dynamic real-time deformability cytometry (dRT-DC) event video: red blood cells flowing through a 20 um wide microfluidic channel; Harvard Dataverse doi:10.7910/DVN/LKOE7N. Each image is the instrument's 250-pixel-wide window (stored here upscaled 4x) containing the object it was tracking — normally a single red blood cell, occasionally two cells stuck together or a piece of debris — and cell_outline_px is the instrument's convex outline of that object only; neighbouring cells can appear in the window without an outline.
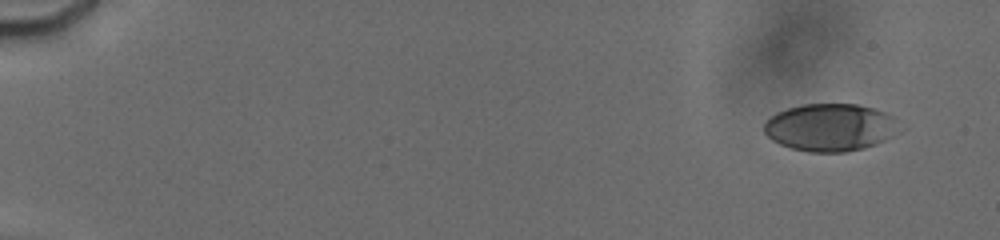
{"species": "human", "species_latin": "Homo sapiens", "temperature_condition": "cold", "stored_images_in_passage": 55, "camera_frame_rate_fps": 3000, "um_per_image_px": 0.085, "donor": {"sex": "male"}, "frame": {"image": 1, "passage_image": 5, "time_ms": 1.333, "image_size_px": [1000, 240], "cell_outline_px": [[892, 116], [888, 136], [884, 140], [876, 144], [864, 148], [844, 152], [808, 152], [792, 148], [780, 144], [772, 140], [764, 132], [764, 124], [776, 112], [788, 108], [804, 104], [856, 104], [872, 108], [884, 112]], "centroid_in_image_um": [70.42, 10.83], "position_along_channel_um": 14.6, "area_um2": 36.3}}
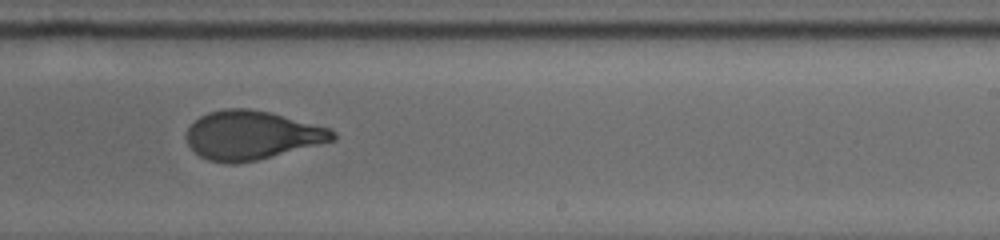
{"frame": {"image": 2, "passage_image": 39, "time_ms": 12.333, "image_size_px": [1000, 240], "cell_outline_px": [[336, 140], [256, 160], [236, 164], [224, 164], [208, 160], [200, 156], [188, 144], [188, 128], [200, 116], [208, 112], [224, 108], [248, 108], [268, 112], [328, 128], [336, 132]], "centroid_in_image_um": [21.38, 11.5], "position_along_channel_um": 267.6, "area_um2": 41.15}}
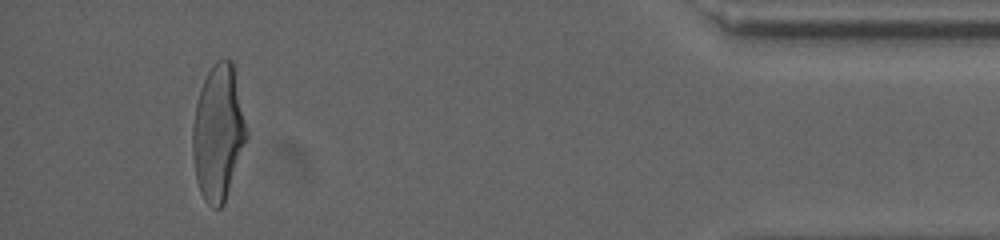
{"frame": {"image": 3, "passage_image": 55, "time_ms": 17.667, "image_size_px": [1000, 240], "cell_outline_px": [[248, 136], [224, 204], [220, 208], [212, 208], [204, 200], [200, 192], [196, 180], [192, 156], [192, 128], [196, 104], [200, 88], [208, 72], [216, 60], [224, 56], [232, 60], [248, 132]], "centroid_in_image_um": [18.54, 11.28], "position_along_channel_um": 416.7, "area_um2": 42.77}, "authors_computed_cell_mechanics": {"area_um2": 41.1536, "velocity_mm_per_s": 3.7986, "shape_relaxation_time_tau1_ms": 5.3256, "shape_relaxation_time_tau2_ms": 0.9383, "deformation_change_tau1": 0.2127, "deformation_change_tau2": 0.0754}}